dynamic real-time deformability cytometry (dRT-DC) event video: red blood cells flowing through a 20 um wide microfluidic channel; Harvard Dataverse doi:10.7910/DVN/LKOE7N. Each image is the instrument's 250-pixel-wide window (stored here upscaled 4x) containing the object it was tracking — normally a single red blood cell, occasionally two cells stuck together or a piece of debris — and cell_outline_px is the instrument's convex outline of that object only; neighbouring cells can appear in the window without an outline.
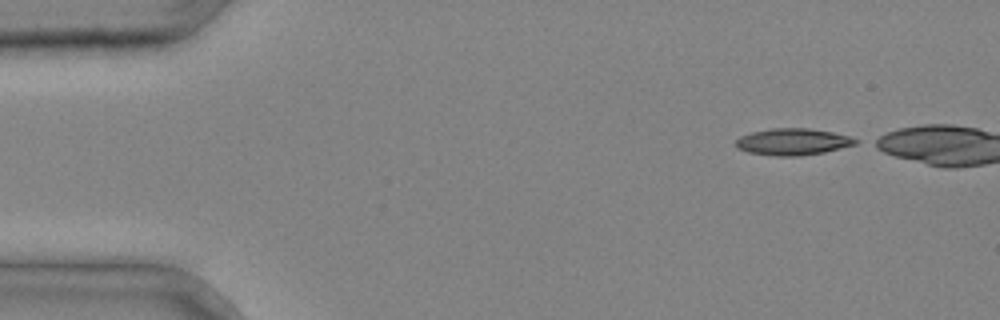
{"species": "common noctule bat (a hibernating species)", "species_latin": "Nyctalus noctula", "temperature_condition": "cold", "stored_images_in_passage": 4, "camera_frame_rate_fps": 3000, "um_per_image_px": 0.085, "animal": {"sex": "male", "body_mass_g": 20.4}, "frame": {"image": 1, "passage_image": 1, "time_ms": 0.0, "image_size_px": [1000, 320], "cell_outline_px": [[860, 140], [856, 144], [824, 152], [800, 156], [776, 156], [748, 152], [736, 148], [736, 140], [740, 136], [752, 132], [772, 128], [808, 128], [832, 132], [848, 136]], "centroid_in_image_um": [67.38, 12.05], "position_along_channel_um": 17.6, "area_um2": 18.55}}